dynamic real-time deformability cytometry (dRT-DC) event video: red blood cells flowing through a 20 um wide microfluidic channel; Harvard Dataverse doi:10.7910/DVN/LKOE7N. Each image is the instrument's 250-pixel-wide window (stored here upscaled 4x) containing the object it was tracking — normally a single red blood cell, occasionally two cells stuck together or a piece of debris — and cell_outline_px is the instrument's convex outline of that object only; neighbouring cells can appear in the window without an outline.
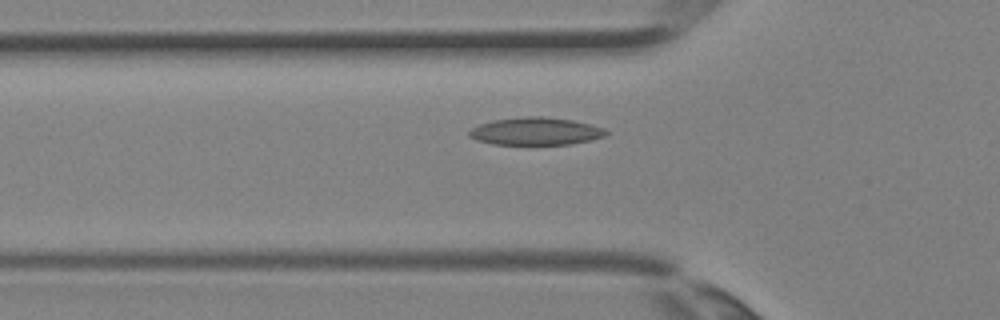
{"species": "Egyptian fruit bat (a non-hibernating species)", "species_latin": "Rousettus aegyptiacus", "temperature_condition": "room temperature", "stored_images_in_passage": 3, "camera_frame_rate_fps": 3000, "um_per_image_px": 0.085, "animal": {"sex": "female"}, "frame": {"image": 1, "passage_image": 3, "time_ms": 0.667, "image_size_px": [1000, 320], "cell_outline_px": [[608, 132], [604, 136], [572, 144], [492, 144], [476, 140], [468, 136], [468, 132], [472, 128], [480, 124], [492, 120], [524, 116], [544, 116], [572, 120], [604, 128]], "centroid_in_image_um": [45.49, 11.15], "position_along_channel_um": 80.3, "area_um2": 21.91}}